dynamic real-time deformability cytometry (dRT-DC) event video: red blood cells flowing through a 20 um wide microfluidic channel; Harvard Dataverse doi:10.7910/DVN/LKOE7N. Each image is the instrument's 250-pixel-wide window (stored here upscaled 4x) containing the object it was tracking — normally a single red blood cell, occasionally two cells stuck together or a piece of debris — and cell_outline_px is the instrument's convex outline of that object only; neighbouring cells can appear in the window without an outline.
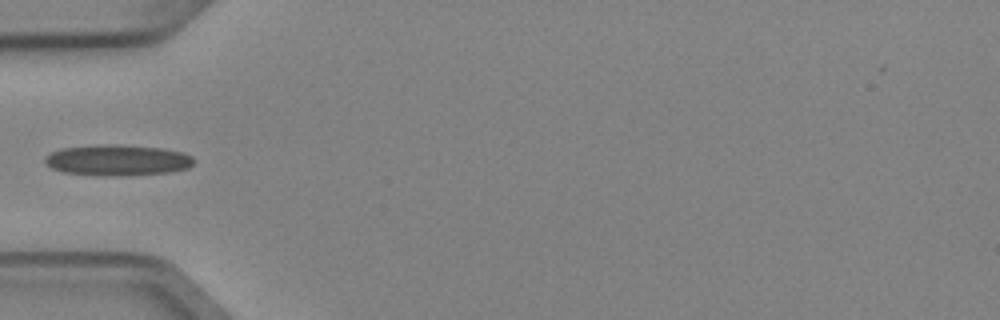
{"species": "Egyptian fruit bat (a non-hibernating species)", "species_latin": "Rousettus aegyptiacus", "temperature_condition": "cold", "stored_images_in_passage": 2, "camera_frame_rate_fps": 3000, "um_per_image_px": 0.085, "animal": {"sex": "female"}, "frame": {"image": 1, "passage_image": 2, "time_ms": 0.333, "image_size_px": [1000, 320], "cell_outline_px": [[196, 160], [188, 168], [168, 172], [128, 176], [112, 176], [64, 172], [52, 168], [44, 164], [44, 156], [60, 148], [100, 144], [112, 144], [160, 148], [180, 152], [192, 156]], "centroid_in_image_um": [9.96, 13.61], "position_along_channel_um": 75.0, "area_um2": 26.88}}